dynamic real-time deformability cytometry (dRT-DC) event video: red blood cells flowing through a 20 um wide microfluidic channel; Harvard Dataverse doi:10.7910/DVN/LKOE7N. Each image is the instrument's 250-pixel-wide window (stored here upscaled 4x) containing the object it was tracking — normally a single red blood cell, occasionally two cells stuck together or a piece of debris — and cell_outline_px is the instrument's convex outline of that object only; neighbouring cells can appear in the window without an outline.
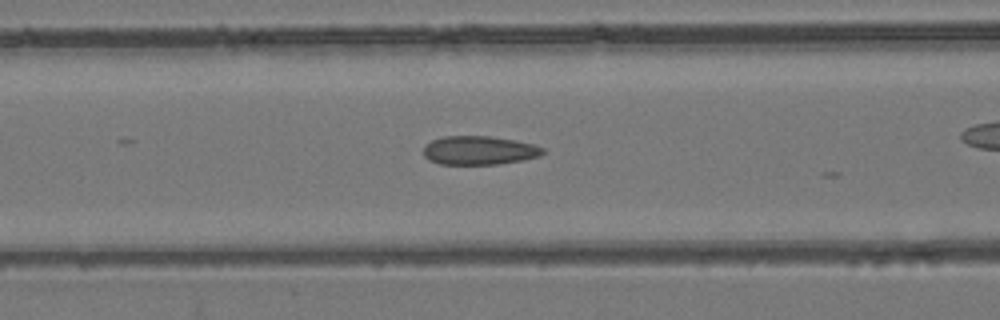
{"species": "common noctule bat (a hibernating species)", "species_latin": "Nyctalus noctula", "temperature_condition": "room temperature", "stored_images_in_passage": 14, "camera_frame_rate_fps": 3000, "um_per_image_px": 0.085, "animal": {"sex": "female", "body_mass_g": 24.6, "forearm_length_mm": 56.2}, "frame": {"image": 1, "passage_image": 8, "time_ms": 2.333, "image_size_px": [1000, 320], "cell_outline_px": [[544, 152], [540, 156], [524, 160], [500, 164], [440, 164], [428, 160], [424, 156], [424, 144], [432, 140], [444, 136], [488, 136], [516, 140], [536, 144], [544, 148]], "centroid_in_image_um": [40.75, 12.78], "position_along_channel_um": 125.9, "area_um2": 20.23}}
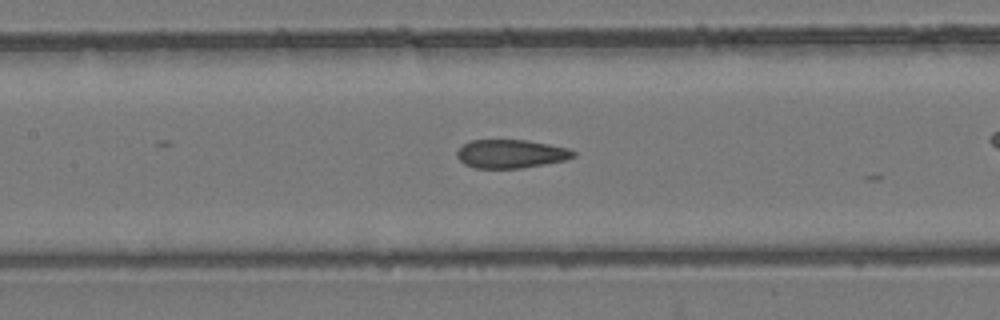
{"frame": {"image": 2, "passage_image": 11, "time_ms": 3.333, "image_size_px": [1000, 320], "cell_outline_px": [[576, 156], [564, 160], [544, 164], [520, 168], [476, 168], [464, 164], [456, 156], [456, 152], [464, 144], [472, 140], [528, 140], [568, 148], [576, 152]], "centroid_in_image_um": [43.42, 13.07], "position_along_channel_um": 164.0, "area_um2": 19.25}}